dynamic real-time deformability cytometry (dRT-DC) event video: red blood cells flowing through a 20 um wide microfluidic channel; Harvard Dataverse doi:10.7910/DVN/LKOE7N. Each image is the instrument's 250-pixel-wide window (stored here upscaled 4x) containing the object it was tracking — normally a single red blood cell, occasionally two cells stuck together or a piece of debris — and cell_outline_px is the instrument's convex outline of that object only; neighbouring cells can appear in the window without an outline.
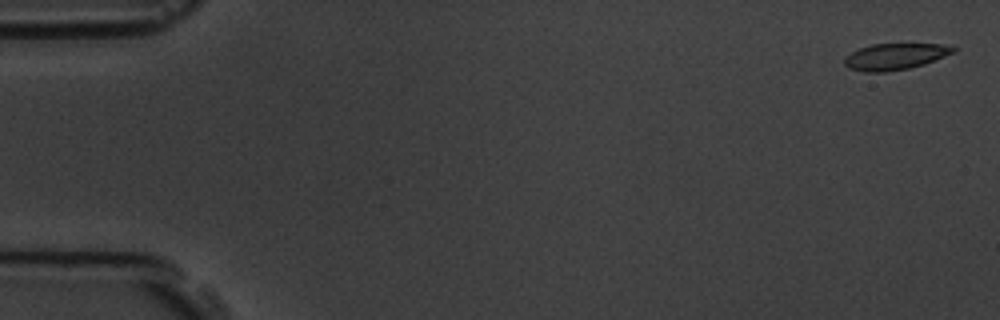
{"species": "common noctule bat (a hibernating species)", "species_latin": "Nyctalus noctula", "temperature_condition": "room temperature", "stored_images_in_passage": 5, "camera_frame_rate_fps": 3000, "um_per_image_px": 0.085, "animal": {"sex": "male", "body_mass_g": 19.5, "forearm_length_mm": 54.6}, "frame": {"image": 1, "passage_image": 1, "time_ms": 0.0, "image_size_px": [1000, 320], "cell_outline_px": [[956, 52], [924, 64], [908, 68], [884, 72], [864, 72], [848, 68], [844, 64], [844, 56], [860, 48], [872, 44], [940, 44], [956, 48]], "centroid_in_image_um": [76.05, 4.81], "position_along_channel_um": 9.0, "area_um2": 16.65}}